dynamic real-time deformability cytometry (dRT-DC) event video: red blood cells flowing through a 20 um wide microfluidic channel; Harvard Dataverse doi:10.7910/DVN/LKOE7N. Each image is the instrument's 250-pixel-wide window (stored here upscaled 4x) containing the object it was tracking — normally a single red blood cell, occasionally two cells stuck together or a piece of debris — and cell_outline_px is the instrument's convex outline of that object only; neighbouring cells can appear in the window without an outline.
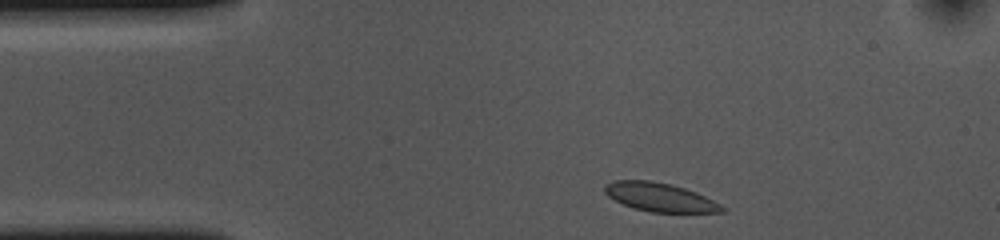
{"species": "common noctule bat (a hibernating species)", "species_latin": "Nyctalus noctula", "temperature_condition": "cold", "stored_images_in_passage": 36, "camera_frame_rate_fps": 3000, "um_per_image_px": 0.085, "animal": {"sex": "female", "body_mass_g": 10.0, "forearm_length_mm": 53.1}, "frame": {"image": 1, "passage_image": 2, "time_ms": 0.333, "image_size_px": [1000, 240], "cell_outline_px": [[724, 212], [652, 212], [632, 208], [608, 196], [604, 192], [604, 188], [612, 180], [652, 180], [672, 184], [696, 192], [720, 204], [724, 208]], "centroid_in_image_um": [56.07, 16.75], "position_along_channel_um": 28.9, "area_um2": 19.42}}
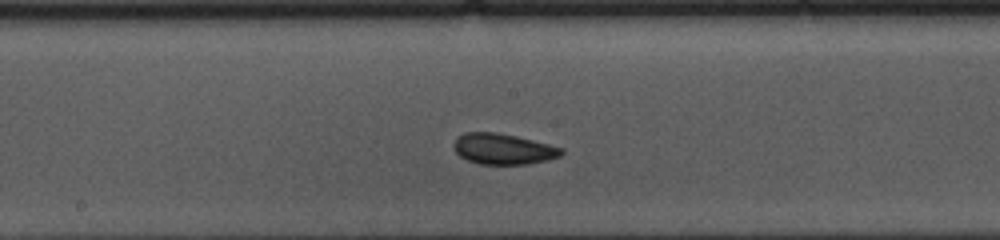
{"frame": {"image": 2, "passage_image": 20, "time_ms": 6.333, "image_size_px": [1000, 240], "cell_outline_px": [[564, 152], [560, 156], [548, 160], [528, 164], [480, 164], [468, 160], [460, 156], [456, 152], [452, 144], [456, 136], [464, 132], [496, 132], [516, 136], [564, 148]], "centroid_in_image_um": [42.75, 12.65], "position_along_channel_um": 205.4, "area_um2": 19.42}}
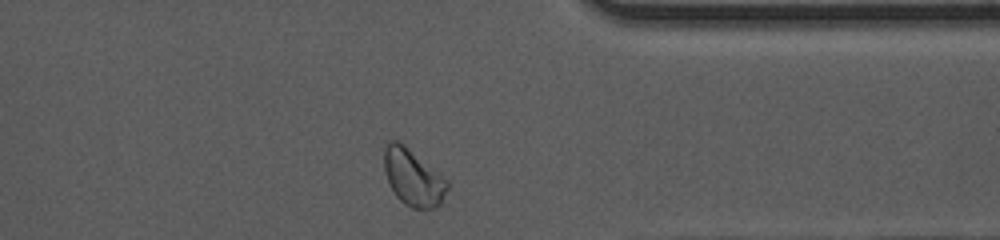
{"frame": {"image": 3, "passage_image": 35, "time_ms": 11.333, "image_size_px": [1000, 240], "cell_outline_px": [[448, 188], [440, 204], [436, 208], [412, 208], [404, 204], [396, 196], [388, 180], [384, 168], [384, 144], [388, 140], [396, 140], [404, 144], [448, 180]], "centroid_in_image_um": [35.1, 15.07], "position_along_channel_um": 376.3, "area_um2": 20.81}, "authors_computed_cell_mechanics": {"area_um2": 19.2763, "velocity_mm_per_s": 3.6158, "shape_relaxation_time_tau1_ms": 4.2276, "shape_relaxation_time_tau2_ms": 0.8902, "deformation_change_tau1": 0.1255, "deformation_change_tau2": 0.0588}}